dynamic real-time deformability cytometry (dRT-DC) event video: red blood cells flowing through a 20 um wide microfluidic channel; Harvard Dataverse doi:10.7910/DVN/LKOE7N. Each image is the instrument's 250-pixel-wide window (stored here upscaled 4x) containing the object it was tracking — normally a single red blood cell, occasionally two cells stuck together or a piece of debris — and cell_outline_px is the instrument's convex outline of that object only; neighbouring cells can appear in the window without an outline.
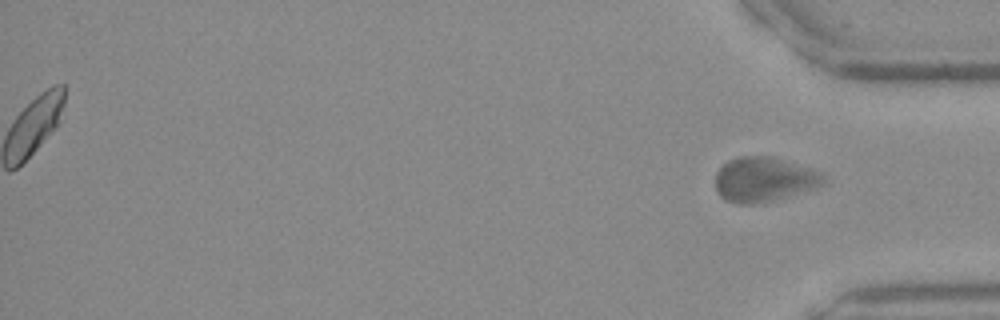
{"species": "Egyptian fruit bat (a non-hibernating species)", "species_latin": "Rousettus aegyptiacus", "temperature_condition": "warm", "stored_images_in_passage": 33, "segment_of_instrument_passage": [2, 2], "camera_frame_rate_fps": 3000, "um_per_image_px": 0.085, "frame": {"image": 1, "passage_image": 33, "time_ms": 10.667, "image_size_px": [1000, 320], "cell_outline_px": [[824, 184], [776, 200], [756, 204], [740, 204], [724, 200], [716, 192], [716, 172], [728, 160], [740, 156], [772, 156], [820, 172], [824, 176]], "centroid_in_image_um": [64.88, 15.26], "position_along_channel_um": 370.3, "area_um2": 27.98}}